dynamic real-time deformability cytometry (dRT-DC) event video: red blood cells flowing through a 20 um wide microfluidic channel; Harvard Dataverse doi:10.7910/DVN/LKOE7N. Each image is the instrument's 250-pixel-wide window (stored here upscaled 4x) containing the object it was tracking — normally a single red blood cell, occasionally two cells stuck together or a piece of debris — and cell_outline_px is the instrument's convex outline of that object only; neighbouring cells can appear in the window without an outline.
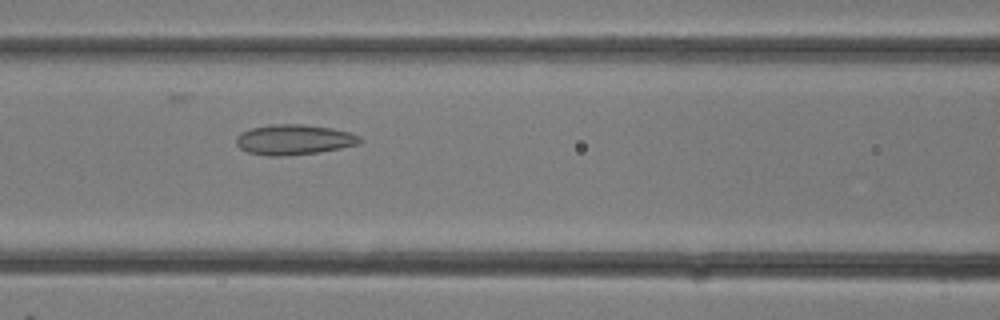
{"species": "common noctule bat (a hibernating species)", "species_latin": "Nyctalus noctula", "temperature_condition": "room temperature", "stored_images_in_passage": 24, "camera_frame_rate_fps": 3000, "um_per_image_px": 0.085, "animal": {"sex": "female"}, "frame": {"image": 1, "passage_image": 13, "time_ms": 4.0, "image_size_px": [1000, 320], "cell_outline_px": [[360, 144], [320, 152], [288, 156], [268, 156], [248, 152], [240, 148], [236, 144], [236, 136], [240, 132], [252, 128], [272, 124], [300, 124], [332, 128], [352, 132], [360, 136]], "centroid_in_image_um": [24.99, 11.87], "position_along_channel_um": 141.6, "area_um2": 21.96}}
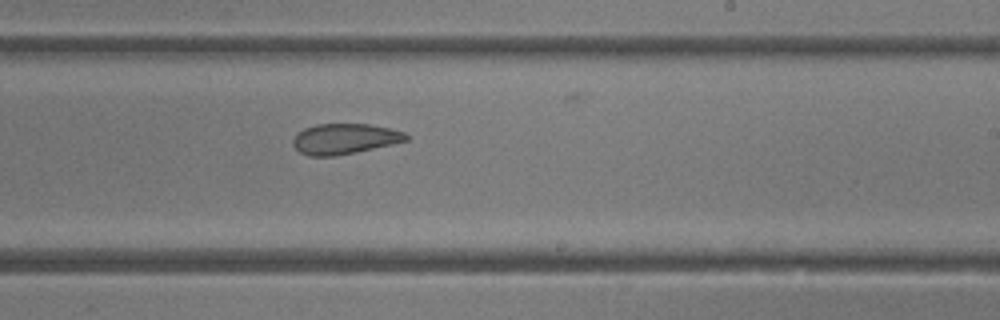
{"frame": {"image": 2, "passage_image": 18, "time_ms": 5.667, "image_size_px": [1000, 320], "cell_outline_px": [[408, 140], [392, 144], [356, 152], [336, 156], [308, 156], [300, 152], [292, 144], [292, 140], [296, 132], [304, 128], [316, 124], [368, 124], [388, 128], [404, 132], [408, 136]], "centroid_in_image_um": [29.24, 11.8], "position_along_channel_um": 259.8, "area_um2": 20.11}}
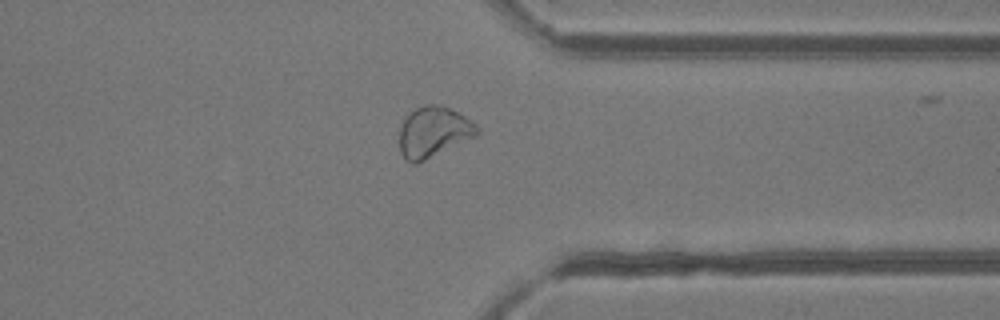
{"frame": {"image": 3, "passage_image": 23, "time_ms": 7.333, "image_size_px": [1000, 320], "cell_outline_px": [[480, 132], [476, 136], [416, 164], [412, 164], [400, 152], [400, 124], [416, 108], [428, 104], [436, 104], [448, 108], [464, 116], [476, 124], [480, 128]], "centroid_in_image_um": [36.86, 11.22], "position_along_channel_um": 374.5, "area_um2": 22.54}}